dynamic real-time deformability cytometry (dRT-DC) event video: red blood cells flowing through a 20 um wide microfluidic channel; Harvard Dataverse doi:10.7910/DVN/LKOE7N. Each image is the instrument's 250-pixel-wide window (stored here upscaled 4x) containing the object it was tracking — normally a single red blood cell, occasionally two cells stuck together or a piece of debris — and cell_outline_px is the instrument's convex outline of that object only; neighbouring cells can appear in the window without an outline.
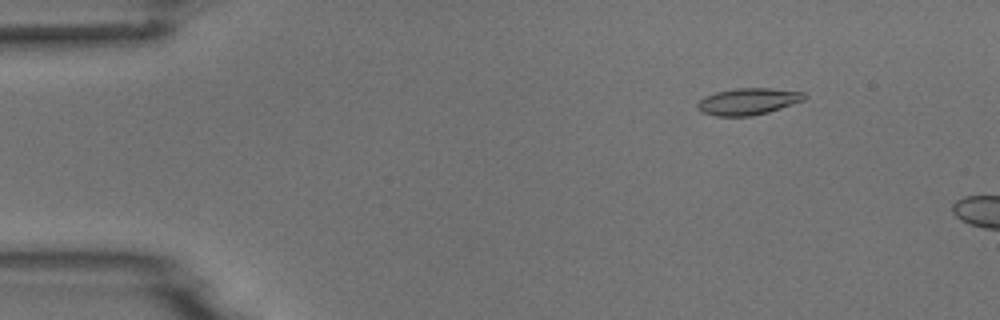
{"species": "common noctule bat (a hibernating species)", "species_latin": "Nyctalus noctula", "temperature_condition": "room temperature", "stored_images_in_passage": 4, "camera_frame_rate_fps": 3000, "um_per_image_px": 0.085, "animal": {"sex": "male", "body_mass_g": 18.8}, "frame": {"image": 1, "passage_image": 2, "time_ms": 1.333, "image_size_px": [1000, 320], "cell_outline_px": [[808, 96], [804, 100], [768, 112], [752, 116], [716, 116], [700, 112], [696, 108], [696, 104], [704, 96], [716, 92], [736, 88], [768, 88], [804, 92]], "centroid_in_image_um": [63.56, 8.62], "position_along_channel_um": 21.4, "area_um2": 16.7}}